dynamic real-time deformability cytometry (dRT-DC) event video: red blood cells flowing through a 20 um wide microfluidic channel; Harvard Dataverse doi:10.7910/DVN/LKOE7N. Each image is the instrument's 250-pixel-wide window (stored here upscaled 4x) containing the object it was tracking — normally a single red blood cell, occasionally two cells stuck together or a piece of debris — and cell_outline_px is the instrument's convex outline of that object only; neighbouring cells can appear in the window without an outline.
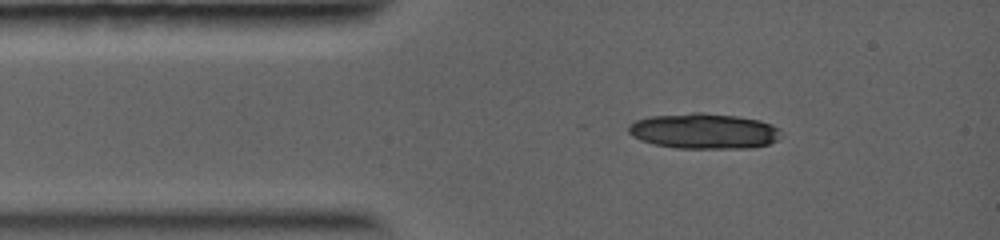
{"species": "common noctule bat (a hibernating species)", "species_latin": "Nyctalus noctula", "temperature_condition": "warm", "stored_images_in_passage": 4, "camera_frame_rate_fps": 5000, "um_per_image_px": 0.085, "animal": {"sex": "female", "body_mass_g": 19.0, "forearm_length_mm": 56.7}, "frame": {"image": 1, "passage_image": 1, "time_ms": 0.0, "image_size_px": [1000, 240], "cell_outline_px": [[784, 136], [768, 144], [752, 148], [676, 148], [652, 144], [640, 140], [632, 136], [628, 132], [628, 124], [636, 120], [652, 116], [692, 112], [704, 112], [736, 116], [760, 120], [772, 124], [780, 128]], "centroid_in_image_um": [59.86, 11.14], "position_along_channel_um": 25.1, "area_um2": 31.96}}